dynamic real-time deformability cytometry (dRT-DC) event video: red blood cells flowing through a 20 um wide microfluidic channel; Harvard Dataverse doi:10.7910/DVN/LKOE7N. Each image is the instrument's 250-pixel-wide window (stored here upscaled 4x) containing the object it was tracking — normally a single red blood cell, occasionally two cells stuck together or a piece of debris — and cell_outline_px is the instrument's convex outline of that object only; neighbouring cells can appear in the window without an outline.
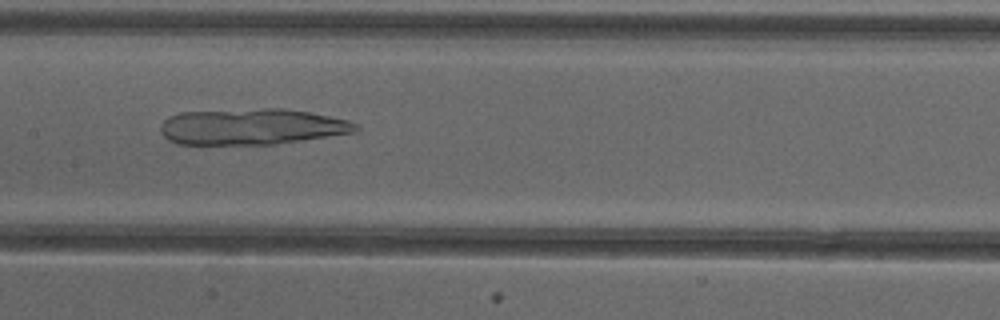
{"species": "common noctule bat (a hibernating species)", "species_latin": "Nyctalus noctula", "temperature_condition": "cold", "stored_images_in_passage": 45, "camera_frame_rate_fps": 3000, "um_per_image_px": 0.085, "animal": {"sex": "female"}, "frame": {"image": 1, "passage_image": 20, "time_ms": 6.333, "image_size_px": [1000, 320], "cell_outline_px": [[360, 128], [356, 132], [276, 144], [176, 144], [168, 140], [160, 132], [160, 124], [168, 116], [180, 112], [264, 108], [284, 108], [308, 112], [348, 120], [360, 124]], "centroid_in_image_um": [21.39, 10.76], "position_along_channel_um": 186.0, "area_um2": 41.27}}
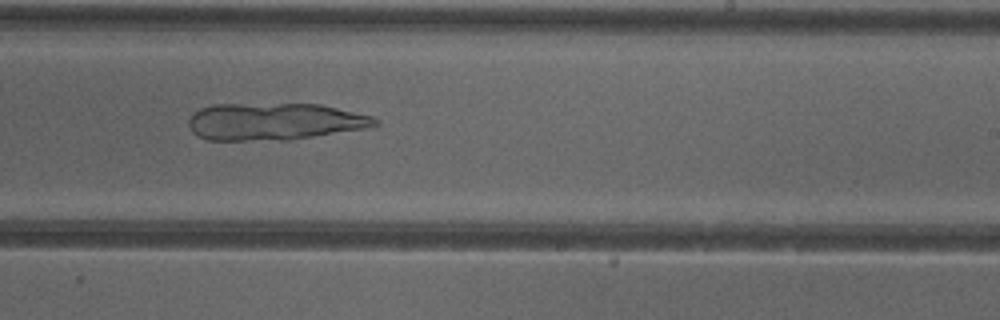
{"frame": {"image": 2, "passage_image": 26, "time_ms": 8.333, "image_size_px": [1000, 320], "cell_outline_px": [[380, 124], [364, 128], [288, 140], [208, 140], [192, 132], [188, 124], [188, 120], [192, 112], [200, 108], [212, 104], [320, 104], [372, 116], [380, 120]], "centroid_in_image_um": [23.28, 10.32], "position_along_channel_um": 265.7, "area_um2": 40.29}}